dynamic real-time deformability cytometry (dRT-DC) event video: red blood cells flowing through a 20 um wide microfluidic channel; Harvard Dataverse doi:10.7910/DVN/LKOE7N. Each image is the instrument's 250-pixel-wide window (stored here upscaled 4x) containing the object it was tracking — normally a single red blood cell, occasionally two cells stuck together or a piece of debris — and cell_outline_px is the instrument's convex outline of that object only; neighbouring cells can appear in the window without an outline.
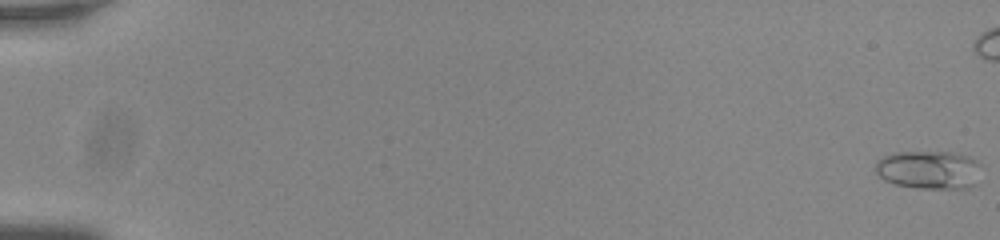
{"species": "common noctule bat (a hibernating species)", "species_latin": "Nyctalus noctula", "temperature_condition": "room temperature", "stored_images_in_passage": 44, "camera_frame_rate_fps": 3000, "um_per_image_px": 0.085, "animal": {"sex": "male", "body_mass_g": 20.0, "forearm_length_mm": 53.3}, "frame": {"image": 1, "passage_image": 1, "time_ms": 0.0, "image_size_px": [1000, 240], "cell_outline_px": [[980, 164], [976, 184], [968, 188], [916, 188], [896, 184], [884, 180], [872, 168], [876, 160], [892, 152], [952, 152], [972, 156]], "centroid_in_image_um": [78.93, 14.42], "position_along_channel_um": 6.1, "area_um2": 23.99}}